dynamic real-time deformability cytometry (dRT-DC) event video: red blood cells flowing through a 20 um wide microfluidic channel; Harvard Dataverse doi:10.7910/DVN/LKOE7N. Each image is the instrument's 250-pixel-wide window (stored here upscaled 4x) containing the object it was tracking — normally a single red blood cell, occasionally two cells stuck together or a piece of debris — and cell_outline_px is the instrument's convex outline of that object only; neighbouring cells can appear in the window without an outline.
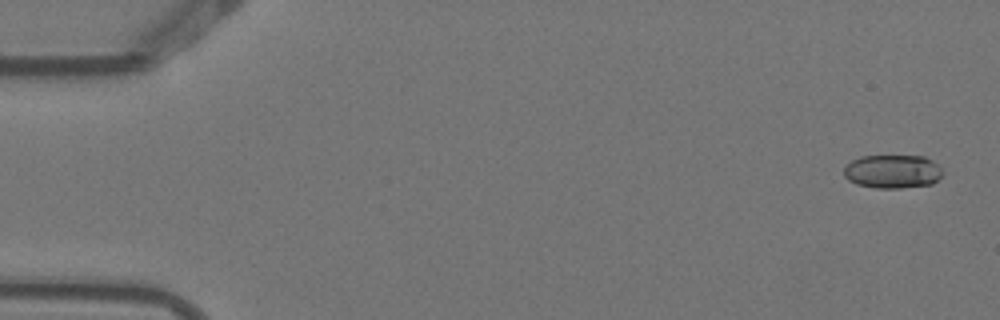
{"species": "Egyptian fruit bat (a non-hibernating species)", "species_latin": "Rousettus aegyptiacus", "temperature_condition": "warm", "stored_images_in_passage": 8, "camera_frame_rate_fps": 3000, "um_per_image_px": 0.085, "animal": {"sex": "female"}, "frame": {"image": 1, "passage_image": 1, "time_ms": 0.0, "image_size_px": [1000, 320], "cell_outline_px": [[944, 172], [932, 184], [900, 188], [876, 188], [856, 184], [848, 180], [844, 176], [844, 168], [852, 160], [860, 156], [924, 156], [932, 160]], "centroid_in_image_um": [75.85, 14.58], "position_along_channel_um": 9.1, "area_um2": 19.31}}
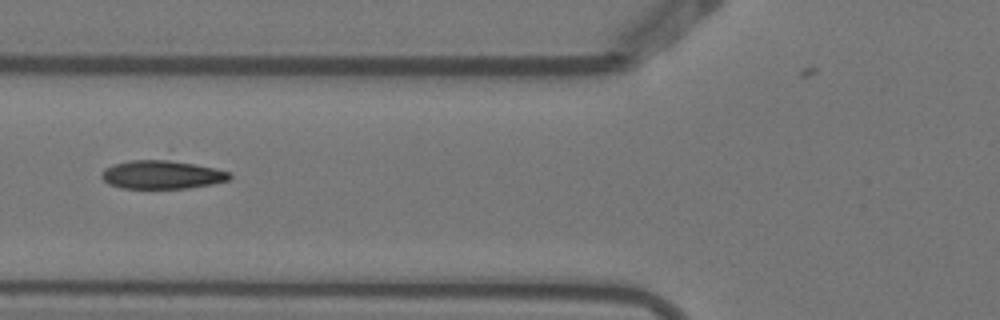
{"frame": {"image": 2, "passage_image": 6, "time_ms": 1.667, "image_size_px": [1000, 320], "cell_outline_px": [[232, 176], [228, 180], [212, 184], [188, 188], [120, 188], [108, 184], [100, 176], [100, 172], [104, 168], [112, 164], [168, 148], [228, 172]], "centroid_in_image_um": [13.83, 14.61], "position_along_channel_um": 112.0, "area_um2": 25.32}}
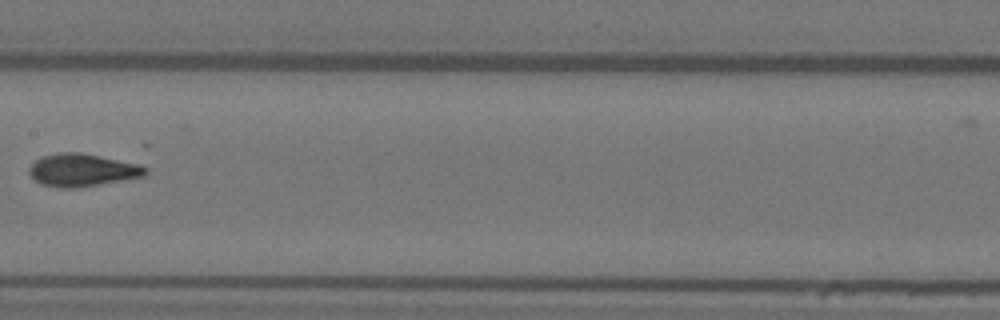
{"frame": {"image": 3, "passage_image": 8, "time_ms": 2.333, "image_size_px": [1000, 320], "cell_outline_px": [[148, 172], [144, 176], [100, 184], [76, 188], [60, 188], [40, 184], [28, 172], [28, 168], [40, 156], [60, 152], [80, 152], [140, 164], [148, 168]], "centroid_in_image_um": [6.98, 14.45], "position_along_channel_um": 200.4, "area_um2": 22.2}}